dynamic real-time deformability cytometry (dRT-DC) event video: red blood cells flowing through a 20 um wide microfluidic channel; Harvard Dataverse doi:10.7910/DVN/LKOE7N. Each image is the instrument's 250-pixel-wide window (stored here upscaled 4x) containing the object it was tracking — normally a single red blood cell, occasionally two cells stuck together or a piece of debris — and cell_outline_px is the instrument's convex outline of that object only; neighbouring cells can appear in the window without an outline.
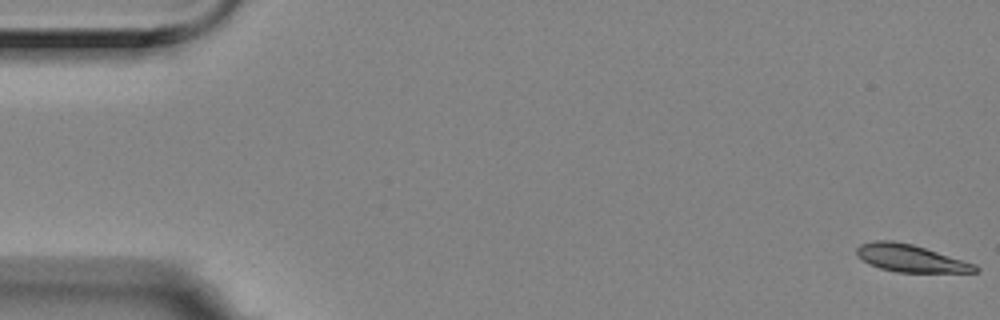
{"species": "Egyptian fruit bat (a non-hibernating species)", "species_latin": "Rousettus aegyptiacus", "temperature_condition": "room temperature", "stored_images_in_passage": 5, "camera_frame_rate_fps": 3000, "um_per_image_px": 0.085, "animal": {"sex": "female"}, "frame": {"image": 1, "passage_image": 1, "time_ms": 0.0, "image_size_px": [1000, 320], "cell_outline_px": [[980, 272], [896, 272], [880, 268], [856, 256], [856, 248], [860, 244], [872, 240], [892, 240], [912, 244], [976, 264], [980, 268]], "centroid_in_image_um": [77.39, 21.94], "position_along_channel_um": 7.6, "area_um2": 18.84}}